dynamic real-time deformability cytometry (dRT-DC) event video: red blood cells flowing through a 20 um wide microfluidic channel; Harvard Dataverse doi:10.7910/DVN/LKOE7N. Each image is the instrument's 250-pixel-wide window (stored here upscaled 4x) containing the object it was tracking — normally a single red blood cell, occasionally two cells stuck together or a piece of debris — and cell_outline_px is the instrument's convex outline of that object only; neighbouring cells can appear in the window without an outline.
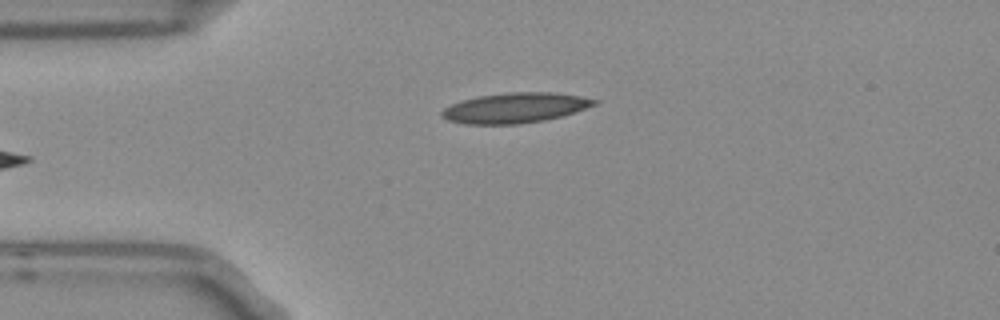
{"species": "Egyptian fruit bat (a non-hibernating species)", "species_latin": "Rousettus aegyptiacus", "temperature_condition": "room temperature", "stored_images_in_passage": 4, "camera_frame_rate_fps": 3000, "um_per_image_px": 0.085, "frame": {"image": 1, "passage_image": 4, "time_ms": 1.0, "image_size_px": [1000, 320], "cell_outline_px": [[600, 100], [596, 104], [560, 116], [544, 120], [516, 124], [464, 124], [448, 120], [440, 116], [440, 112], [444, 108], [452, 104], [476, 96], [508, 92], [556, 92], [580, 96]], "centroid_in_image_um": [43.75, 9.16], "position_along_channel_um": 41.3, "area_um2": 26.65}}